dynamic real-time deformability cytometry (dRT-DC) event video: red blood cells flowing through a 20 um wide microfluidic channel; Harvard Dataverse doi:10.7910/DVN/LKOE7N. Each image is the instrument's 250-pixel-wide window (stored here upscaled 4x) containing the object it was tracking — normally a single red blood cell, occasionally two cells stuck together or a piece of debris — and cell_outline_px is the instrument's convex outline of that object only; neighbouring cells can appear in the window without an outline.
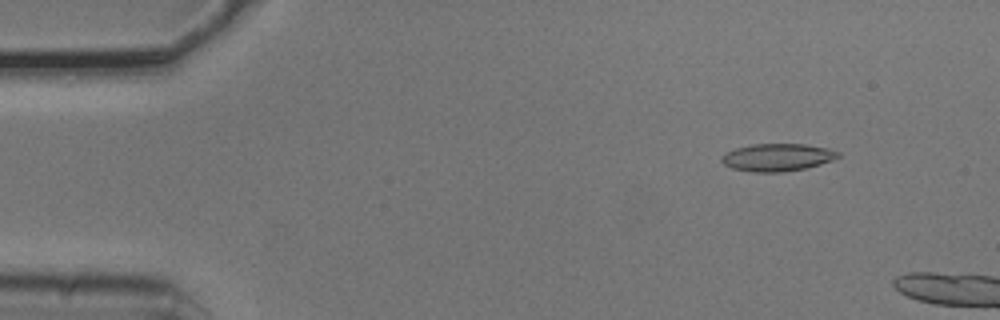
{"species": "common noctule bat (a hibernating species)", "species_latin": "Nyctalus noctula", "temperature_condition": "cold", "stored_images_in_passage": 4, "camera_frame_rate_fps": 3000, "um_per_image_px": 0.085, "animal": {"sex": "male", "body_mass_g": 20.5, "forearm_length_mm": 52.5}, "frame": {"image": 1, "passage_image": 2, "time_ms": 0.333, "image_size_px": [1000, 320], "cell_outline_px": [[840, 156], [832, 160], [820, 164], [804, 168], [784, 172], [752, 172], [732, 168], [724, 164], [720, 160], [720, 156], [724, 152], [736, 148], [752, 144], [804, 144], [828, 148], [840, 152]], "centroid_in_image_um": [66.04, 13.37], "position_along_channel_um": 19.0, "area_um2": 18.79}}